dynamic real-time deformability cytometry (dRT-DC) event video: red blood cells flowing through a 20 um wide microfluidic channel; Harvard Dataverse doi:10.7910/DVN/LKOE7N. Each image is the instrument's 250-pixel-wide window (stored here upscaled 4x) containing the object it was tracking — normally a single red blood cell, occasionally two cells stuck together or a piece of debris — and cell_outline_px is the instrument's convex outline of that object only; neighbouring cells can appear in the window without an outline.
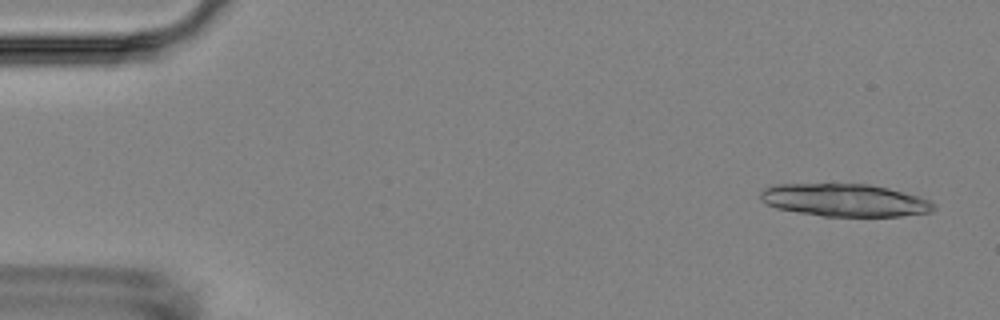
{"species": "Egyptian fruit bat (a non-hibernating species)", "species_latin": "Rousettus aegyptiacus", "temperature_condition": "room temperature", "stored_images_in_passage": 5, "camera_frame_rate_fps": 3000, "um_per_image_px": 0.085, "animal": {"sex": "female"}, "frame": {"image": 1, "passage_image": 1, "time_ms": 0.0, "image_size_px": [1000, 320], "cell_outline_px": [[936, 208], [932, 212], [900, 216], [824, 216], [796, 212], [776, 208], [760, 200], [760, 192], [764, 188], [776, 184], [868, 184], [888, 188], [932, 200], [936, 204]], "centroid_in_image_um": [71.82, 17.02], "position_along_channel_um": 13.2, "area_um2": 33.06}}